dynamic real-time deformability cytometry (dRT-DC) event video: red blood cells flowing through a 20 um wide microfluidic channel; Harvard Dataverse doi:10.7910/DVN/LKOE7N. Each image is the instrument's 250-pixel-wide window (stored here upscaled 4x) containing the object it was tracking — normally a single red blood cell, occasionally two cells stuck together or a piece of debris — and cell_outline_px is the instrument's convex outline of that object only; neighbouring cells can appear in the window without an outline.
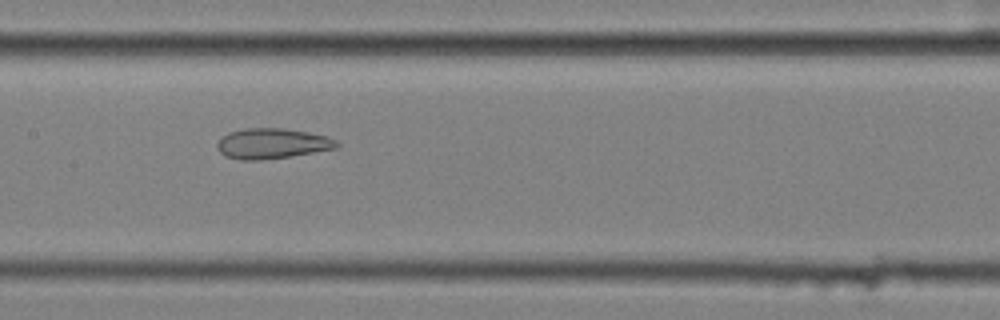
{"species": "common noctule bat (a hibernating species)", "species_latin": "Nyctalus noctula", "temperature_condition": "cold", "stored_images_in_passage": 9, "camera_frame_rate_fps": 3000, "um_per_image_px": 0.085, "animal": {"sex": "female", "body_mass_g": 25.1}, "frame": {"image": 1, "passage_image": 9, "time_ms": 2.667, "image_size_px": [1000, 320], "cell_outline_px": [[340, 148], [288, 156], [260, 160], [240, 160], [224, 156], [216, 148], [216, 144], [224, 136], [232, 132], [244, 128], [280, 128], [308, 132], [328, 136], [336, 140], [340, 144]], "centroid_in_image_um": [23.16, 12.2], "position_along_channel_um": 184.2, "area_um2": 21.1}}